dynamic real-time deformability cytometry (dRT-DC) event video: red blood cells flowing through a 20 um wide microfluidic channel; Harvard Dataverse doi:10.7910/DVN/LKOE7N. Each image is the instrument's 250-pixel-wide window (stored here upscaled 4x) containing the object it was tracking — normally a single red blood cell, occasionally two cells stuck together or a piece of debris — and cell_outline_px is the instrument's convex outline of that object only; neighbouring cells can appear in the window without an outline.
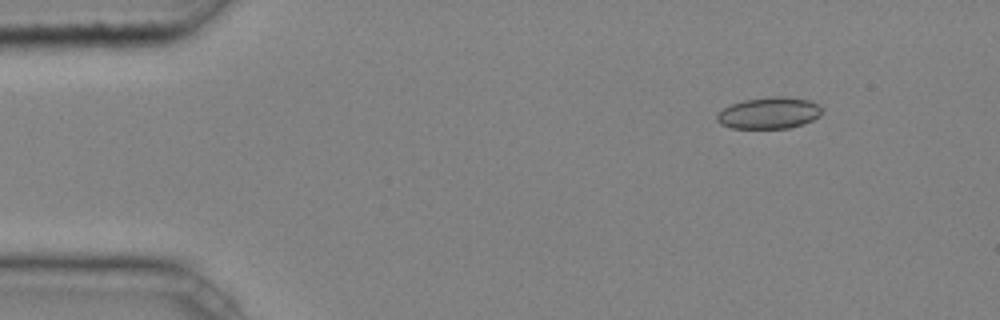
{"species": "common noctule bat (a hibernating species)", "species_latin": "Nyctalus noctula", "temperature_condition": "cold", "stored_images_in_passage": 5, "camera_frame_rate_fps": 3000, "um_per_image_px": 0.085, "animal": {"sex": "male", "body_mass_g": 20.4}, "frame": {"image": 1, "passage_image": 2, "time_ms": 0.333, "image_size_px": [1000, 320], "cell_outline_px": [[820, 116], [804, 124], [788, 128], [732, 128], [720, 124], [716, 120], [716, 112], [732, 104], [744, 100], [768, 96], [784, 96], [808, 100], [816, 104], [820, 108]], "centroid_in_image_um": [65.32, 9.6], "position_along_channel_um": 19.7, "area_um2": 19.31}}
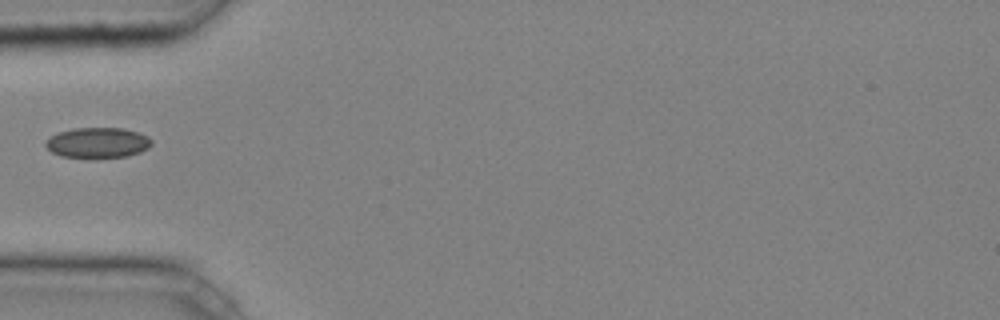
{"frame": {"image": 2, "passage_image": 5, "time_ms": 1.333, "image_size_px": [1000, 320], "cell_outline_px": [[152, 144], [148, 148], [140, 152], [128, 156], [96, 160], [88, 160], [60, 156], [52, 152], [44, 144], [52, 136], [60, 132], [72, 128], [120, 128], [136, 132], [148, 136], [152, 140]], "centroid_in_image_um": [8.31, 12.18], "position_along_channel_um": 76.7, "area_um2": 19.31}}